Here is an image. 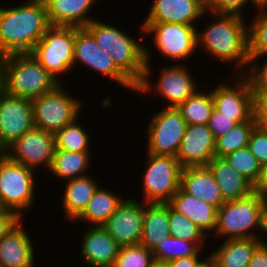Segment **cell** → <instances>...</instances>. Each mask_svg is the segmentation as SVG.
I'll return each mask as SVG.
<instances>
[{"instance_id": "obj_1", "label": "cell", "mask_w": 267, "mask_h": 267, "mask_svg": "<svg viewBox=\"0 0 267 267\" xmlns=\"http://www.w3.org/2000/svg\"><path fill=\"white\" fill-rule=\"evenodd\" d=\"M209 13L214 19L209 18L208 25H203L205 28L202 31L197 29L198 52L202 50L203 54L204 51L205 56L208 55L213 61L216 58L218 64L231 65L233 70L230 71H234L232 74H245L250 61L247 24L249 18L246 20L234 14Z\"/></svg>"}, {"instance_id": "obj_2", "label": "cell", "mask_w": 267, "mask_h": 267, "mask_svg": "<svg viewBox=\"0 0 267 267\" xmlns=\"http://www.w3.org/2000/svg\"><path fill=\"white\" fill-rule=\"evenodd\" d=\"M0 7V56L31 53L51 26L44 0Z\"/></svg>"}, {"instance_id": "obj_3", "label": "cell", "mask_w": 267, "mask_h": 267, "mask_svg": "<svg viewBox=\"0 0 267 267\" xmlns=\"http://www.w3.org/2000/svg\"><path fill=\"white\" fill-rule=\"evenodd\" d=\"M114 23L95 18L84 27L95 39V42L108 53L116 66L137 86L145 73L144 29L138 25L139 36L131 35ZM131 35V36H130ZM134 36V37H132ZM139 40V41H137ZM144 44V45H143Z\"/></svg>"}, {"instance_id": "obj_4", "label": "cell", "mask_w": 267, "mask_h": 267, "mask_svg": "<svg viewBox=\"0 0 267 267\" xmlns=\"http://www.w3.org/2000/svg\"><path fill=\"white\" fill-rule=\"evenodd\" d=\"M148 46H144V57H145V73L142 81L137 85V94L153 95L158 101L161 99L166 102L164 107L178 108L188 97L192 96L201 86L197 83L196 77L191 73L190 67L184 64H171L166 65L158 70L159 75L156 80L153 78L156 74L152 65V51ZM152 68L154 70H152ZM190 69V71H189ZM193 76V77H192ZM152 77V78H151ZM155 81H151V80ZM199 86V87H198Z\"/></svg>"}, {"instance_id": "obj_5", "label": "cell", "mask_w": 267, "mask_h": 267, "mask_svg": "<svg viewBox=\"0 0 267 267\" xmlns=\"http://www.w3.org/2000/svg\"><path fill=\"white\" fill-rule=\"evenodd\" d=\"M60 84L31 53L2 57V90L34 100Z\"/></svg>"}, {"instance_id": "obj_6", "label": "cell", "mask_w": 267, "mask_h": 267, "mask_svg": "<svg viewBox=\"0 0 267 267\" xmlns=\"http://www.w3.org/2000/svg\"><path fill=\"white\" fill-rule=\"evenodd\" d=\"M264 202L263 196L256 191L244 198L224 202L217 209L216 227L212 235L214 241L217 237L220 240L259 239Z\"/></svg>"}, {"instance_id": "obj_7", "label": "cell", "mask_w": 267, "mask_h": 267, "mask_svg": "<svg viewBox=\"0 0 267 267\" xmlns=\"http://www.w3.org/2000/svg\"><path fill=\"white\" fill-rule=\"evenodd\" d=\"M40 173L11 160L6 154L0 156V204L3 209L15 212L21 219L36 201V180Z\"/></svg>"}, {"instance_id": "obj_8", "label": "cell", "mask_w": 267, "mask_h": 267, "mask_svg": "<svg viewBox=\"0 0 267 267\" xmlns=\"http://www.w3.org/2000/svg\"><path fill=\"white\" fill-rule=\"evenodd\" d=\"M67 90L63 83L58 84L53 90L32 100L36 128L56 134L80 117V113L83 114L85 103Z\"/></svg>"}, {"instance_id": "obj_9", "label": "cell", "mask_w": 267, "mask_h": 267, "mask_svg": "<svg viewBox=\"0 0 267 267\" xmlns=\"http://www.w3.org/2000/svg\"><path fill=\"white\" fill-rule=\"evenodd\" d=\"M146 155L145 169L140 176L141 201L168 204L180 188L183 167L171 155Z\"/></svg>"}, {"instance_id": "obj_10", "label": "cell", "mask_w": 267, "mask_h": 267, "mask_svg": "<svg viewBox=\"0 0 267 267\" xmlns=\"http://www.w3.org/2000/svg\"><path fill=\"white\" fill-rule=\"evenodd\" d=\"M74 44L75 26H50L31 54L62 84V76L73 71Z\"/></svg>"}, {"instance_id": "obj_11", "label": "cell", "mask_w": 267, "mask_h": 267, "mask_svg": "<svg viewBox=\"0 0 267 267\" xmlns=\"http://www.w3.org/2000/svg\"><path fill=\"white\" fill-rule=\"evenodd\" d=\"M142 25L144 40L152 38L153 40L149 42L154 44L157 52L163 59L173 61V64L188 63V60H191L192 56L195 57V53L198 52L196 26L182 23H142Z\"/></svg>"}, {"instance_id": "obj_12", "label": "cell", "mask_w": 267, "mask_h": 267, "mask_svg": "<svg viewBox=\"0 0 267 267\" xmlns=\"http://www.w3.org/2000/svg\"><path fill=\"white\" fill-rule=\"evenodd\" d=\"M73 56V70L74 67L76 70L78 66H85L90 68L89 72L93 70L94 74L104 76L119 84V87L136 93L137 86L116 66L112 57L97 45L94 37L84 27H75Z\"/></svg>"}, {"instance_id": "obj_13", "label": "cell", "mask_w": 267, "mask_h": 267, "mask_svg": "<svg viewBox=\"0 0 267 267\" xmlns=\"http://www.w3.org/2000/svg\"><path fill=\"white\" fill-rule=\"evenodd\" d=\"M153 116V117H152ZM150 117L146 153L176 157L187 123L178 108L162 107Z\"/></svg>"}, {"instance_id": "obj_14", "label": "cell", "mask_w": 267, "mask_h": 267, "mask_svg": "<svg viewBox=\"0 0 267 267\" xmlns=\"http://www.w3.org/2000/svg\"><path fill=\"white\" fill-rule=\"evenodd\" d=\"M231 76L227 79L228 83L221 80L210 90L214 108L238 124L253 117L254 93L244 74Z\"/></svg>"}, {"instance_id": "obj_15", "label": "cell", "mask_w": 267, "mask_h": 267, "mask_svg": "<svg viewBox=\"0 0 267 267\" xmlns=\"http://www.w3.org/2000/svg\"><path fill=\"white\" fill-rule=\"evenodd\" d=\"M55 151V134L34 127L11 144L5 154L11 160L40 173L41 168L49 171Z\"/></svg>"}, {"instance_id": "obj_16", "label": "cell", "mask_w": 267, "mask_h": 267, "mask_svg": "<svg viewBox=\"0 0 267 267\" xmlns=\"http://www.w3.org/2000/svg\"><path fill=\"white\" fill-rule=\"evenodd\" d=\"M32 101L0 91V146L5 151L17 139L33 129Z\"/></svg>"}, {"instance_id": "obj_17", "label": "cell", "mask_w": 267, "mask_h": 267, "mask_svg": "<svg viewBox=\"0 0 267 267\" xmlns=\"http://www.w3.org/2000/svg\"><path fill=\"white\" fill-rule=\"evenodd\" d=\"M103 227L120 247L139 244L143 232V201L127 195Z\"/></svg>"}, {"instance_id": "obj_18", "label": "cell", "mask_w": 267, "mask_h": 267, "mask_svg": "<svg viewBox=\"0 0 267 267\" xmlns=\"http://www.w3.org/2000/svg\"><path fill=\"white\" fill-rule=\"evenodd\" d=\"M148 5L150 10L141 23H182L202 29L200 21L209 15L202 0H152Z\"/></svg>"}, {"instance_id": "obj_19", "label": "cell", "mask_w": 267, "mask_h": 267, "mask_svg": "<svg viewBox=\"0 0 267 267\" xmlns=\"http://www.w3.org/2000/svg\"><path fill=\"white\" fill-rule=\"evenodd\" d=\"M215 138L207 124H188L176 155L180 165L207 166L215 157Z\"/></svg>"}, {"instance_id": "obj_20", "label": "cell", "mask_w": 267, "mask_h": 267, "mask_svg": "<svg viewBox=\"0 0 267 267\" xmlns=\"http://www.w3.org/2000/svg\"><path fill=\"white\" fill-rule=\"evenodd\" d=\"M81 240L78 252L84 265L113 267L120 246L103 226H87L82 233Z\"/></svg>"}, {"instance_id": "obj_21", "label": "cell", "mask_w": 267, "mask_h": 267, "mask_svg": "<svg viewBox=\"0 0 267 267\" xmlns=\"http://www.w3.org/2000/svg\"><path fill=\"white\" fill-rule=\"evenodd\" d=\"M23 220L0 239V267H35L37 245Z\"/></svg>"}, {"instance_id": "obj_22", "label": "cell", "mask_w": 267, "mask_h": 267, "mask_svg": "<svg viewBox=\"0 0 267 267\" xmlns=\"http://www.w3.org/2000/svg\"><path fill=\"white\" fill-rule=\"evenodd\" d=\"M51 26L86 27L94 17L93 8L100 0H44ZM94 6V7H93ZM92 13H91V12ZM91 16V17H90Z\"/></svg>"}, {"instance_id": "obj_23", "label": "cell", "mask_w": 267, "mask_h": 267, "mask_svg": "<svg viewBox=\"0 0 267 267\" xmlns=\"http://www.w3.org/2000/svg\"><path fill=\"white\" fill-rule=\"evenodd\" d=\"M180 187L186 193L215 206L217 209L225 202L208 166L184 167L181 172Z\"/></svg>"}, {"instance_id": "obj_24", "label": "cell", "mask_w": 267, "mask_h": 267, "mask_svg": "<svg viewBox=\"0 0 267 267\" xmlns=\"http://www.w3.org/2000/svg\"><path fill=\"white\" fill-rule=\"evenodd\" d=\"M171 208L194 222L208 237H212L217 218V208L186 193L181 187L168 203Z\"/></svg>"}, {"instance_id": "obj_25", "label": "cell", "mask_w": 267, "mask_h": 267, "mask_svg": "<svg viewBox=\"0 0 267 267\" xmlns=\"http://www.w3.org/2000/svg\"><path fill=\"white\" fill-rule=\"evenodd\" d=\"M99 179H95L91 174L66 180L63 183V194L60 201L63 210V217L67 222L74 220L84 211L91 200L95 190L98 188Z\"/></svg>"}, {"instance_id": "obj_26", "label": "cell", "mask_w": 267, "mask_h": 267, "mask_svg": "<svg viewBox=\"0 0 267 267\" xmlns=\"http://www.w3.org/2000/svg\"><path fill=\"white\" fill-rule=\"evenodd\" d=\"M214 175L225 202L250 195L254 186L225 159L214 157L207 165Z\"/></svg>"}, {"instance_id": "obj_27", "label": "cell", "mask_w": 267, "mask_h": 267, "mask_svg": "<svg viewBox=\"0 0 267 267\" xmlns=\"http://www.w3.org/2000/svg\"><path fill=\"white\" fill-rule=\"evenodd\" d=\"M127 197L113 189L98 186L84 211L74 220L87 226H103Z\"/></svg>"}, {"instance_id": "obj_28", "label": "cell", "mask_w": 267, "mask_h": 267, "mask_svg": "<svg viewBox=\"0 0 267 267\" xmlns=\"http://www.w3.org/2000/svg\"><path fill=\"white\" fill-rule=\"evenodd\" d=\"M168 235L169 204L143 202V232L140 244L152 251Z\"/></svg>"}, {"instance_id": "obj_29", "label": "cell", "mask_w": 267, "mask_h": 267, "mask_svg": "<svg viewBox=\"0 0 267 267\" xmlns=\"http://www.w3.org/2000/svg\"><path fill=\"white\" fill-rule=\"evenodd\" d=\"M259 239L238 238L222 240L221 244L210 249L216 267H248L252 254L260 244Z\"/></svg>"}, {"instance_id": "obj_30", "label": "cell", "mask_w": 267, "mask_h": 267, "mask_svg": "<svg viewBox=\"0 0 267 267\" xmlns=\"http://www.w3.org/2000/svg\"><path fill=\"white\" fill-rule=\"evenodd\" d=\"M93 152H70L56 150L49 173L59 181L88 175L92 168ZM92 154V155H91ZM92 162V163H91ZM91 166V167H90Z\"/></svg>"}, {"instance_id": "obj_31", "label": "cell", "mask_w": 267, "mask_h": 267, "mask_svg": "<svg viewBox=\"0 0 267 267\" xmlns=\"http://www.w3.org/2000/svg\"><path fill=\"white\" fill-rule=\"evenodd\" d=\"M207 242H189L168 235L166 239L159 242L151 251L154 260L170 263L183 257L196 256L201 250H207ZM206 247V248H205Z\"/></svg>"}, {"instance_id": "obj_32", "label": "cell", "mask_w": 267, "mask_h": 267, "mask_svg": "<svg viewBox=\"0 0 267 267\" xmlns=\"http://www.w3.org/2000/svg\"><path fill=\"white\" fill-rule=\"evenodd\" d=\"M207 91L198 89L178 107L187 124H208L214 109V101L211 90Z\"/></svg>"}, {"instance_id": "obj_33", "label": "cell", "mask_w": 267, "mask_h": 267, "mask_svg": "<svg viewBox=\"0 0 267 267\" xmlns=\"http://www.w3.org/2000/svg\"><path fill=\"white\" fill-rule=\"evenodd\" d=\"M78 117L73 123L65 126L55 134L56 150H65L70 152H91L92 140L84 123H79ZM86 129V130H85Z\"/></svg>"}, {"instance_id": "obj_34", "label": "cell", "mask_w": 267, "mask_h": 267, "mask_svg": "<svg viewBox=\"0 0 267 267\" xmlns=\"http://www.w3.org/2000/svg\"><path fill=\"white\" fill-rule=\"evenodd\" d=\"M253 10L252 19L248 24L249 58L264 56L267 53V3L259 4Z\"/></svg>"}, {"instance_id": "obj_35", "label": "cell", "mask_w": 267, "mask_h": 267, "mask_svg": "<svg viewBox=\"0 0 267 267\" xmlns=\"http://www.w3.org/2000/svg\"><path fill=\"white\" fill-rule=\"evenodd\" d=\"M255 128V120L236 124L228 132L215 140V156L224 158L232 152L248 146L251 132Z\"/></svg>"}, {"instance_id": "obj_36", "label": "cell", "mask_w": 267, "mask_h": 267, "mask_svg": "<svg viewBox=\"0 0 267 267\" xmlns=\"http://www.w3.org/2000/svg\"><path fill=\"white\" fill-rule=\"evenodd\" d=\"M169 229L172 237L189 242H207L208 236L189 218L177 213L169 205Z\"/></svg>"}, {"instance_id": "obj_37", "label": "cell", "mask_w": 267, "mask_h": 267, "mask_svg": "<svg viewBox=\"0 0 267 267\" xmlns=\"http://www.w3.org/2000/svg\"><path fill=\"white\" fill-rule=\"evenodd\" d=\"M224 158L232 165L233 169L240 172L253 186L256 185L261 174V165L248 146L238 149Z\"/></svg>"}, {"instance_id": "obj_38", "label": "cell", "mask_w": 267, "mask_h": 267, "mask_svg": "<svg viewBox=\"0 0 267 267\" xmlns=\"http://www.w3.org/2000/svg\"><path fill=\"white\" fill-rule=\"evenodd\" d=\"M153 253L142 244L121 246L113 267H150Z\"/></svg>"}, {"instance_id": "obj_39", "label": "cell", "mask_w": 267, "mask_h": 267, "mask_svg": "<svg viewBox=\"0 0 267 267\" xmlns=\"http://www.w3.org/2000/svg\"><path fill=\"white\" fill-rule=\"evenodd\" d=\"M252 6L255 10L259 4L255 0H207L205 10L215 14H234L246 18L248 15H245L244 11L247 7L250 10Z\"/></svg>"}, {"instance_id": "obj_40", "label": "cell", "mask_w": 267, "mask_h": 267, "mask_svg": "<svg viewBox=\"0 0 267 267\" xmlns=\"http://www.w3.org/2000/svg\"><path fill=\"white\" fill-rule=\"evenodd\" d=\"M244 75L250 81L253 92H267V57L251 58Z\"/></svg>"}, {"instance_id": "obj_41", "label": "cell", "mask_w": 267, "mask_h": 267, "mask_svg": "<svg viewBox=\"0 0 267 267\" xmlns=\"http://www.w3.org/2000/svg\"><path fill=\"white\" fill-rule=\"evenodd\" d=\"M248 148L255 156L258 163L263 166L267 164V133L257 127L251 132Z\"/></svg>"}, {"instance_id": "obj_42", "label": "cell", "mask_w": 267, "mask_h": 267, "mask_svg": "<svg viewBox=\"0 0 267 267\" xmlns=\"http://www.w3.org/2000/svg\"><path fill=\"white\" fill-rule=\"evenodd\" d=\"M253 117L255 127L267 133V92H253Z\"/></svg>"}, {"instance_id": "obj_43", "label": "cell", "mask_w": 267, "mask_h": 267, "mask_svg": "<svg viewBox=\"0 0 267 267\" xmlns=\"http://www.w3.org/2000/svg\"><path fill=\"white\" fill-rule=\"evenodd\" d=\"M236 124L237 123L233 121L232 118L224 116L214 108L207 125L212 131L214 138L216 139L228 132Z\"/></svg>"}, {"instance_id": "obj_44", "label": "cell", "mask_w": 267, "mask_h": 267, "mask_svg": "<svg viewBox=\"0 0 267 267\" xmlns=\"http://www.w3.org/2000/svg\"><path fill=\"white\" fill-rule=\"evenodd\" d=\"M21 220L22 219L15 212L3 209L0 212V239Z\"/></svg>"}, {"instance_id": "obj_45", "label": "cell", "mask_w": 267, "mask_h": 267, "mask_svg": "<svg viewBox=\"0 0 267 267\" xmlns=\"http://www.w3.org/2000/svg\"><path fill=\"white\" fill-rule=\"evenodd\" d=\"M248 267H267V245L260 243L254 250Z\"/></svg>"}, {"instance_id": "obj_46", "label": "cell", "mask_w": 267, "mask_h": 267, "mask_svg": "<svg viewBox=\"0 0 267 267\" xmlns=\"http://www.w3.org/2000/svg\"><path fill=\"white\" fill-rule=\"evenodd\" d=\"M205 250H201L196 256H189L178 258L169 263L170 267H194L195 264L203 257L201 256L202 252Z\"/></svg>"}, {"instance_id": "obj_47", "label": "cell", "mask_w": 267, "mask_h": 267, "mask_svg": "<svg viewBox=\"0 0 267 267\" xmlns=\"http://www.w3.org/2000/svg\"><path fill=\"white\" fill-rule=\"evenodd\" d=\"M254 191L260 193L267 200V164L261 166V174L254 186Z\"/></svg>"}, {"instance_id": "obj_48", "label": "cell", "mask_w": 267, "mask_h": 267, "mask_svg": "<svg viewBox=\"0 0 267 267\" xmlns=\"http://www.w3.org/2000/svg\"><path fill=\"white\" fill-rule=\"evenodd\" d=\"M267 200H265L262 213H261V231L259 235V240L262 244L267 245Z\"/></svg>"}, {"instance_id": "obj_49", "label": "cell", "mask_w": 267, "mask_h": 267, "mask_svg": "<svg viewBox=\"0 0 267 267\" xmlns=\"http://www.w3.org/2000/svg\"><path fill=\"white\" fill-rule=\"evenodd\" d=\"M205 257H202L194 267H216L215 260L211 253L205 254ZM205 258V259H204Z\"/></svg>"}, {"instance_id": "obj_50", "label": "cell", "mask_w": 267, "mask_h": 267, "mask_svg": "<svg viewBox=\"0 0 267 267\" xmlns=\"http://www.w3.org/2000/svg\"><path fill=\"white\" fill-rule=\"evenodd\" d=\"M150 267H170V265L168 262H159V261L154 260L151 263Z\"/></svg>"}, {"instance_id": "obj_51", "label": "cell", "mask_w": 267, "mask_h": 267, "mask_svg": "<svg viewBox=\"0 0 267 267\" xmlns=\"http://www.w3.org/2000/svg\"><path fill=\"white\" fill-rule=\"evenodd\" d=\"M2 90V57L0 56V91Z\"/></svg>"}, {"instance_id": "obj_52", "label": "cell", "mask_w": 267, "mask_h": 267, "mask_svg": "<svg viewBox=\"0 0 267 267\" xmlns=\"http://www.w3.org/2000/svg\"><path fill=\"white\" fill-rule=\"evenodd\" d=\"M258 4H264L267 3V0H255Z\"/></svg>"}, {"instance_id": "obj_53", "label": "cell", "mask_w": 267, "mask_h": 267, "mask_svg": "<svg viewBox=\"0 0 267 267\" xmlns=\"http://www.w3.org/2000/svg\"><path fill=\"white\" fill-rule=\"evenodd\" d=\"M3 154H5V151L0 146V156L3 155Z\"/></svg>"}]
</instances>
